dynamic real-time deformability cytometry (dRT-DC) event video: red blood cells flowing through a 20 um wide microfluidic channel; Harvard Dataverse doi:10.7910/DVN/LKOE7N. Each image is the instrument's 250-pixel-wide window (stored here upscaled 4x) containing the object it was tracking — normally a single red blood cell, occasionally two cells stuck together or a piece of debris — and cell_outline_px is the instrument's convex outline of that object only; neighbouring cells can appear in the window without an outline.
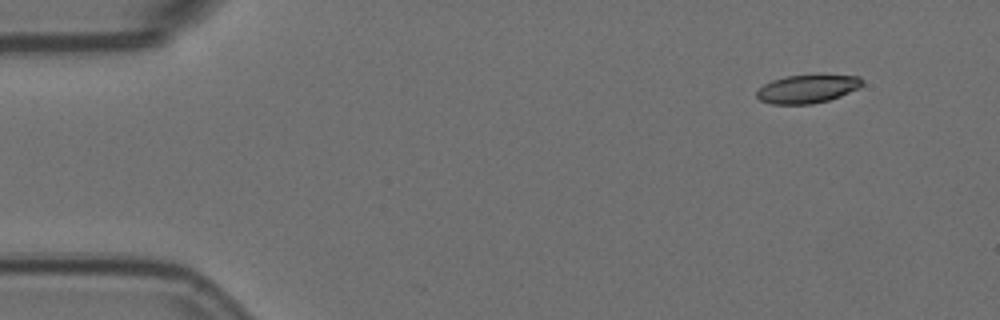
{"species": "Egyptian fruit bat (a non-hibernating species)", "species_latin": "Rousettus aegyptiacus", "temperature_condition": "room temperature", "stored_images_in_passage": 5, "camera_frame_rate_fps": 3000, "um_per_image_px": 0.085, "animal": {"sex": "female"}, "frame": {"image": 1, "passage_image": 1, "time_ms": 0.0, "image_size_px": [1000, 320], "cell_outline_px": [[864, 84], [860, 88], [840, 96], [828, 100], [812, 104], [772, 104], [760, 100], [756, 96], [756, 92], [764, 84], [772, 80], [784, 76], [860, 76], [864, 80]], "centroid_in_image_um": [68.63, 7.57], "position_along_channel_um": 16.4, "area_um2": 17.22}}
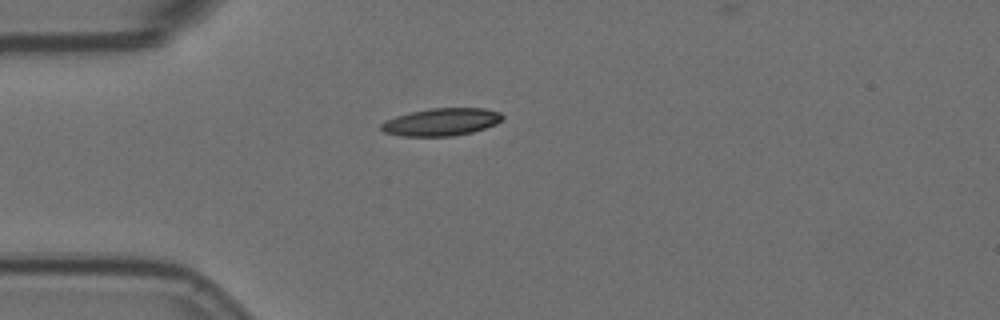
{"frame": {"image": 2, "passage_image": 4, "time_ms": 1.0, "image_size_px": [1000, 320], "cell_outline_px": [[504, 116], [496, 124], [472, 132], [452, 136], [400, 136], [384, 132], [380, 128], [380, 124], [384, 120], [396, 116], [428, 108], [484, 108], [500, 112]], "centroid_in_image_um": [37.49, 10.36], "position_along_channel_um": 47.5, "area_um2": 19.48}}